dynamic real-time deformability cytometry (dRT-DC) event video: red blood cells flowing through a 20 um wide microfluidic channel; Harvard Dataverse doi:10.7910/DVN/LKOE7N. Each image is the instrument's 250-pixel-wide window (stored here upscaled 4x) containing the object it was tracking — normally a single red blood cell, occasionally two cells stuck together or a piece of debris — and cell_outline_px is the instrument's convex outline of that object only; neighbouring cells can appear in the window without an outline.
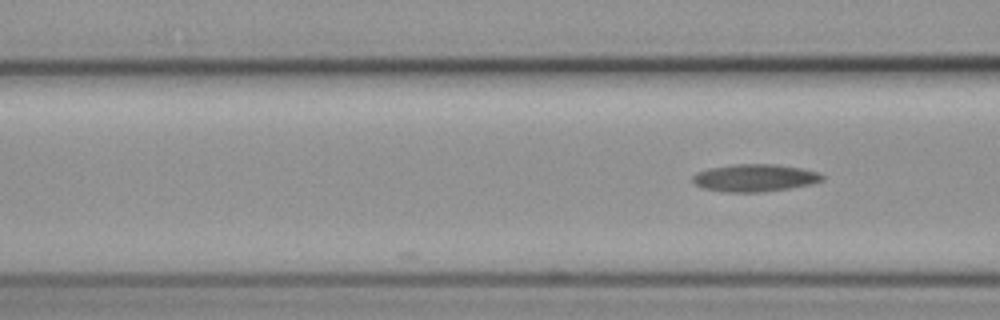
{"species": "common noctule bat (a hibernating species)", "species_latin": "Nyctalus noctula", "temperature_condition": "cold", "stored_images_in_passage": 3, "camera_frame_rate_fps": 3000, "um_per_image_px": 0.085, "animal": {"sex": "female", "body_mass_g": 19.3, "forearm_length_mm": 54.1}, "frame": {"image": 1, "passage_image": 3, "time_ms": 2.0, "image_size_px": [1000, 320], "cell_outline_px": [[824, 180], [812, 184], [788, 188], [760, 192], [724, 192], [704, 188], [696, 184], [692, 180], [692, 176], [696, 172], [708, 168], [732, 164], [776, 164], [800, 168], [816, 172], [824, 176]], "centroid_in_image_um": [64.13, 15.11], "position_along_channel_um": 102.5, "area_um2": 20.69}}